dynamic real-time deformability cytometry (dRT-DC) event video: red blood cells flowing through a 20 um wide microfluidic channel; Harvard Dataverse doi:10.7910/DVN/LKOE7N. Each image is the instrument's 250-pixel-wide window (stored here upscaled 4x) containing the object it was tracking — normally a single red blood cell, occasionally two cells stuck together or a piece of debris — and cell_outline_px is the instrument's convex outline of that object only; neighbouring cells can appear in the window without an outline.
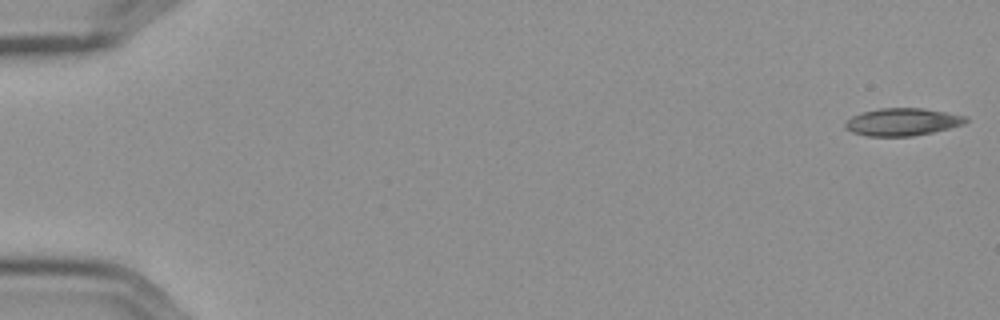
{"species": "Egyptian fruit bat (a non-hibernating species)", "species_latin": "Rousettus aegyptiacus", "temperature_condition": "cold", "stored_images_in_passage": 57, "camera_frame_rate_fps": 3000, "um_per_image_px": 0.085, "frame": {"image": 1, "passage_image": 1, "time_ms": 0.0, "image_size_px": [1000, 320], "cell_outline_px": [[968, 120], [964, 124], [932, 132], [912, 136], [868, 136], [852, 132], [844, 128], [844, 124], [852, 116], [860, 112], [880, 108], [920, 108], [968, 116]], "centroid_in_image_um": [76.68, 10.36], "position_along_channel_um": 8.3, "area_um2": 19.25}}
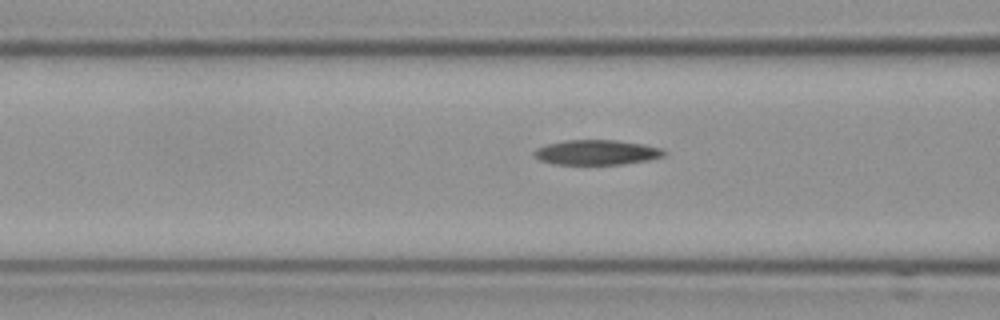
{"frame": {"image": 2, "passage_image": 23, "time_ms": 7.333, "image_size_px": [1000, 320], "cell_outline_px": [[668, 152], [664, 156], [648, 160], [624, 164], [552, 164], [540, 160], [532, 152], [536, 148], [548, 144], [564, 140], [616, 140], [644, 144], [660, 148]], "centroid_in_image_um": [50.73, 12.95], "position_along_channel_um": 115.9, "area_um2": 18.9}}
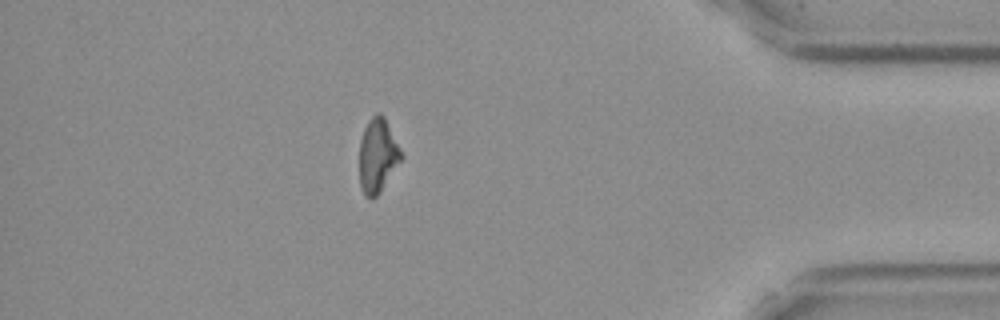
{"frame": {"image": 3, "passage_image": 50, "time_ms": 16.333, "image_size_px": [1000, 320], "cell_outline_px": [[404, 156], [380, 192], [372, 200], [368, 200], [364, 196], [360, 184], [360, 140], [364, 128], [368, 120], [376, 112], [380, 112], [384, 116]], "centroid_in_image_um": [32.1, 13.23], "position_along_channel_um": 403.1, "area_um2": 18.15}, "authors_computed_cell_mechanics": {"area_um2": 19.074, "velocity_mm_per_s": 3.5952, "shape_relaxation_time_tau1_ms": 6.7759, "shape_relaxation_time_tau2_ms": null, "deformation_change_tau1": 0.1432, "deformation_change_tau2": null}}